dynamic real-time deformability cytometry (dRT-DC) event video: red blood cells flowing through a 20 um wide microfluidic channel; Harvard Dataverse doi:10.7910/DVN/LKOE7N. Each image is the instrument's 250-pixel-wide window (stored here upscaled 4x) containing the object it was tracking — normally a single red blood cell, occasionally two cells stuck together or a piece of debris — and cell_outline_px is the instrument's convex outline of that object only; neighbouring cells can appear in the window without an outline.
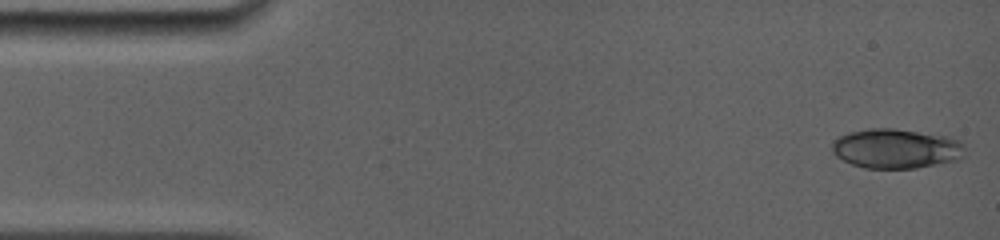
{"species": "common noctule bat (a hibernating species)", "species_latin": "Nyctalus noctula", "temperature_condition": "room temperature", "stored_images_in_passage": 12, "camera_frame_rate_fps": 5000, "um_per_image_px": 0.085, "animal": {"sex": "female", "body_mass_g": 19.0, "forearm_length_mm": 56.7}, "frame": {"image": 1, "passage_image": 1, "time_ms": 0.0, "image_size_px": [1000, 240], "cell_outline_px": [[964, 156], [960, 160], [916, 168], [864, 168], [852, 164], [836, 156], [832, 152], [832, 140], [836, 136], [848, 132], [868, 128], [892, 128], [948, 136], [960, 140], [964, 148]], "centroid_in_image_um": [76.16, 12.62], "position_along_channel_um": 8.8, "area_um2": 31.04}}
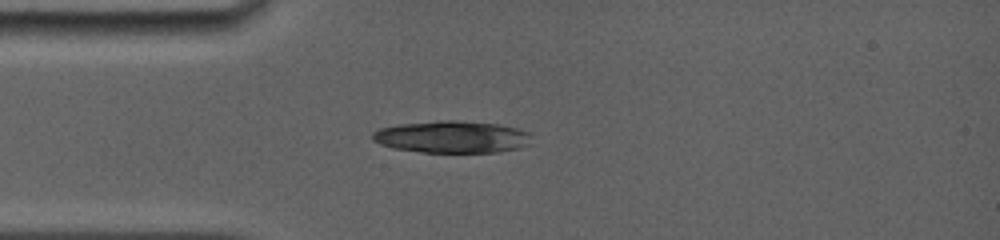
{"frame": {"image": 2, "passage_image": 12, "time_ms": 3.6, "image_size_px": [1000, 240], "cell_outline_px": [[532, 144], [520, 148], [496, 152], [420, 152], [392, 148], [380, 144], [372, 140], [372, 132], [380, 128], [400, 124], [440, 120], [456, 120], [500, 124], [516, 128], [528, 132], [532, 136]], "centroid_in_image_um": [38.44, 11.64], "position_along_channel_um": 46.6, "area_um2": 30.0}}